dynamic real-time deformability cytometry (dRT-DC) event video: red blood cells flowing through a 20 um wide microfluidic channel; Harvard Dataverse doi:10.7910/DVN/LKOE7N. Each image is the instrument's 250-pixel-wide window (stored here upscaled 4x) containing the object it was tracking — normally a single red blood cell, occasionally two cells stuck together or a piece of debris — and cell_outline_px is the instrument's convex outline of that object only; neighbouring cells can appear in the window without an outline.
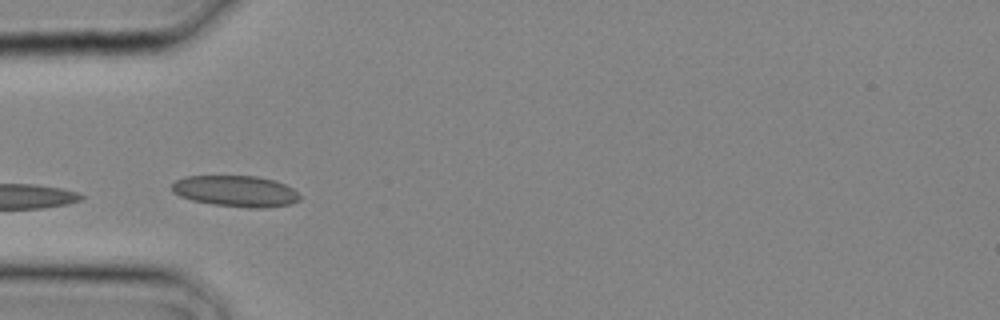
{"species": "common noctule bat (a hibernating species)", "species_latin": "Nyctalus noctula", "temperature_condition": "cold", "stored_images_in_passage": 2, "camera_frame_rate_fps": 3000, "um_per_image_px": 0.085, "animal": {"sex": "male", "body_mass_g": 20.4}, "frame": {"image": 1, "passage_image": 2, "time_ms": 0.333, "image_size_px": [1000, 320], "cell_outline_px": [[300, 200], [292, 204], [264, 208], [248, 208], [212, 204], [192, 200], [180, 196], [172, 192], [172, 184], [176, 180], [184, 176], [256, 176], [276, 180], [292, 188], [300, 196]], "centroid_in_image_um": [20.04, 16.25], "position_along_channel_um": 65.0, "area_um2": 23.35}}